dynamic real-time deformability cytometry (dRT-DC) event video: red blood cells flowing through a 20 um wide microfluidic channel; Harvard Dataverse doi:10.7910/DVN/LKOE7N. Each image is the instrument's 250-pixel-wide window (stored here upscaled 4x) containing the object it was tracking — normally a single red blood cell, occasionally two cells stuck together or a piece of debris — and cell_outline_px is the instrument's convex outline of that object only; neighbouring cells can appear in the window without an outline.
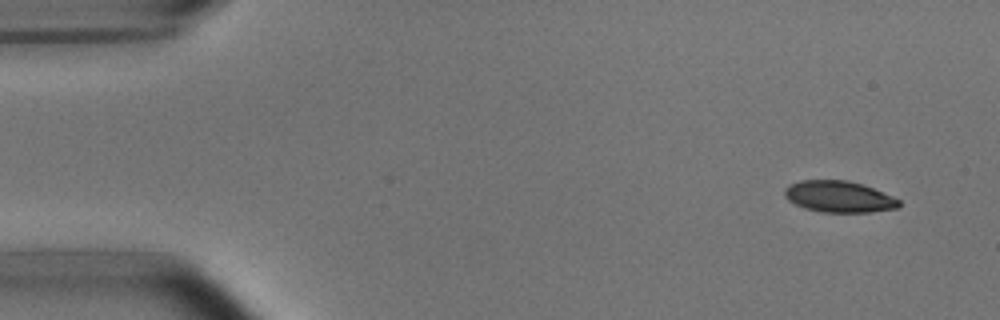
{"species": "common noctule bat (a hibernating species)", "species_latin": "Nyctalus noctula", "temperature_condition": "room temperature", "stored_images_in_passage": 50, "camera_frame_rate_fps": 3000, "um_per_image_px": 0.085, "animal": {"sex": "male", "body_mass_g": 15.6}, "frame": {"image": 1, "passage_image": 1, "time_ms": 0.0, "image_size_px": [1000, 320], "cell_outline_px": [[900, 208], [872, 212], [820, 212], [804, 208], [788, 200], [784, 196], [784, 188], [788, 184], [800, 180], [848, 180], [872, 188], [892, 196], [900, 200]], "centroid_in_image_um": [71.29, 16.72], "position_along_channel_um": 13.7, "area_um2": 21.04}}
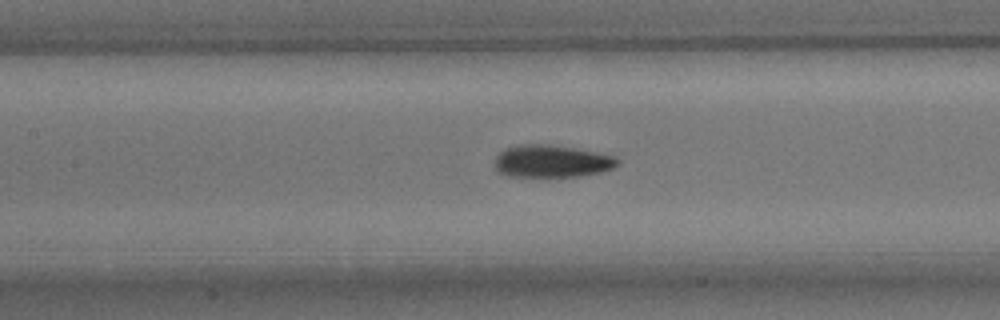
{"frame": {"image": 2, "passage_image": 21, "time_ms": 6.667, "image_size_px": [1000, 320], "cell_outline_px": [[620, 164], [612, 168], [600, 172], [580, 176], [504, 176], [496, 172], [496, 156], [504, 148], [520, 144], [548, 144], [572, 148], [616, 156], [620, 160]], "centroid_in_image_um": [46.88, 13.7], "position_along_channel_um": 160.5, "area_um2": 23.18}}
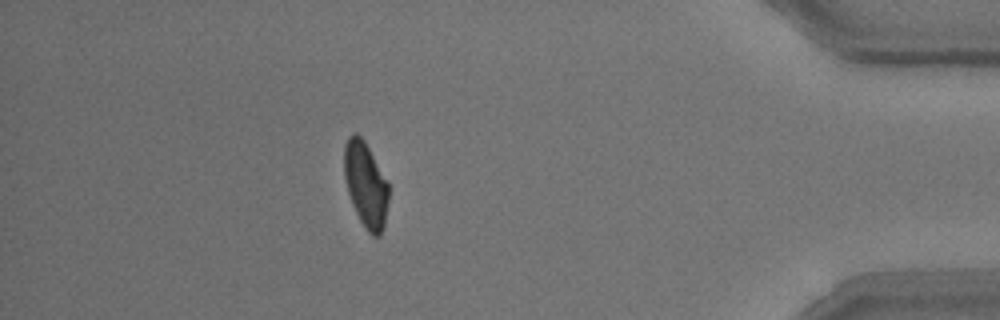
{"frame": {"image": 3, "passage_image": 44, "time_ms": 14.333, "image_size_px": [1000, 320], "cell_outline_px": [[388, 200], [384, 224], [380, 236], [372, 236], [364, 228], [352, 204], [348, 192], [344, 176], [344, 144], [348, 136], [352, 132], [356, 132], [364, 140], [388, 184]], "centroid_in_image_um": [31.06, 15.68], "position_along_channel_um": 404.1, "area_um2": 21.91}, "authors_computed_cell_mechanics": {"area_um2": 22.5709, "velocity_mm_per_s": 3.7861, "shape_relaxation_time_tau1_ms": 3.6867, "shape_relaxation_time_tau2_ms": 2.5597, "deformation_change_tau1": 0.1369, "deformation_change_tau2": 0.0822}}